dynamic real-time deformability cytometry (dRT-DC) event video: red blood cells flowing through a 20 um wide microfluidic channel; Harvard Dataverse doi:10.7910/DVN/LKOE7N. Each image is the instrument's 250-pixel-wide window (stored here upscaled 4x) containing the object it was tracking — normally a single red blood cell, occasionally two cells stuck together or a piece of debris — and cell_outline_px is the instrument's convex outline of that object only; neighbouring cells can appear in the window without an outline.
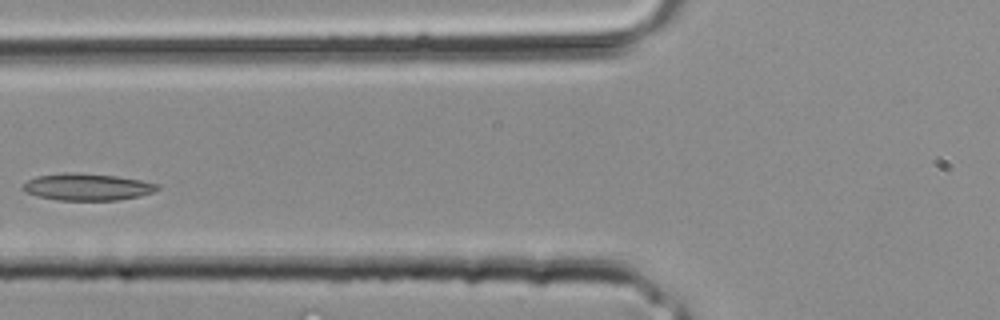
{"species": "common noctule bat (a hibernating species)", "species_latin": "Nyctalus noctula", "temperature_condition": "room temperature", "stored_images_in_passage": 28, "segment_of_instrument_passage": [1, 2], "camera_frame_rate_fps": 3000, "um_per_image_px": 0.085, "animal": {"sex": "male", "body_mass_g": 20.4}, "frame": {"image": 1, "passage_image": 7, "time_ms": 2.0, "image_size_px": [1000, 320], "cell_outline_px": [[160, 188], [152, 192], [140, 196], [120, 200], [56, 200], [36, 196], [24, 192], [20, 188], [28, 180], [36, 176], [64, 172], [76, 172], [116, 176], [140, 180], [160, 184]], "centroid_in_image_um": [7.38, 15.89], "position_along_channel_um": 118.4, "area_um2": 21.33}}
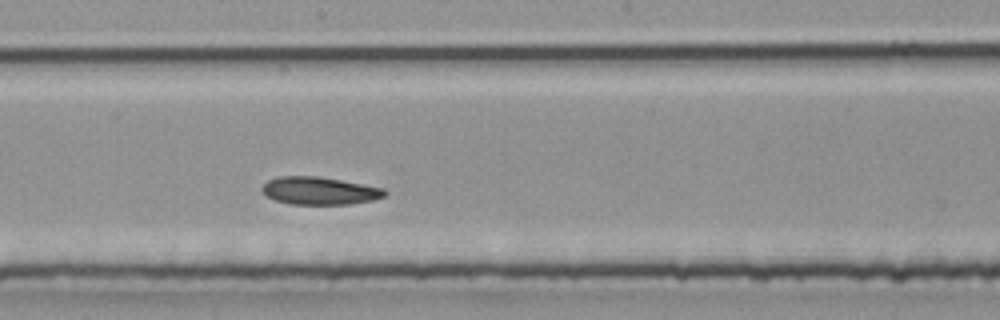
{"frame": {"image": 2, "passage_image": 12, "time_ms": 3.667, "image_size_px": [1000, 320], "cell_outline_px": [[388, 192], [384, 196], [372, 200], [348, 204], [292, 204], [276, 200], [268, 196], [260, 188], [268, 180], [276, 176], [316, 176], [340, 180], [384, 188]], "centroid_in_image_um": [27.15, 16.21], "position_along_channel_um": 221.1, "area_um2": 19.59}}
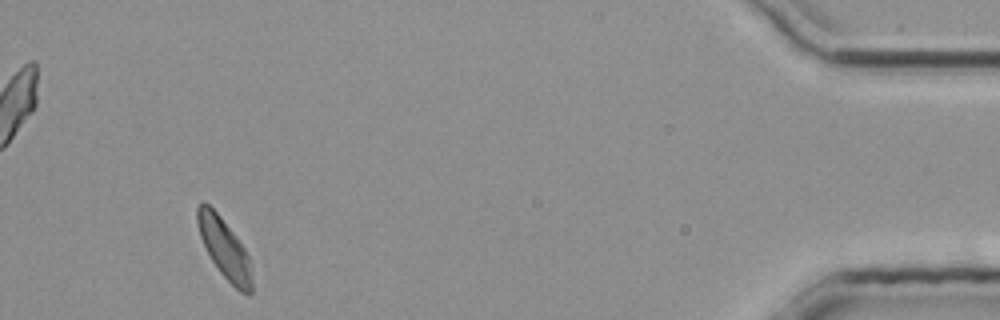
{"frame": {"image": 3, "passage_image": 25, "time_ms": 8.0, "image_size_px": [1000, 320], "cell_outline_px": [[252, 292], [248, 296], [240, 292], [220, 272], [212, 260], [200, 236], [196, 220], [196, 208], [200, 204], [208, 204], [220, 216], [236, 236], [244, 248], [248, 256], [252, 280]], "centroid_in_image_um": [19.08, 21.14], "position_along_channel_um": 416.1, "area_um2": 18.61}}